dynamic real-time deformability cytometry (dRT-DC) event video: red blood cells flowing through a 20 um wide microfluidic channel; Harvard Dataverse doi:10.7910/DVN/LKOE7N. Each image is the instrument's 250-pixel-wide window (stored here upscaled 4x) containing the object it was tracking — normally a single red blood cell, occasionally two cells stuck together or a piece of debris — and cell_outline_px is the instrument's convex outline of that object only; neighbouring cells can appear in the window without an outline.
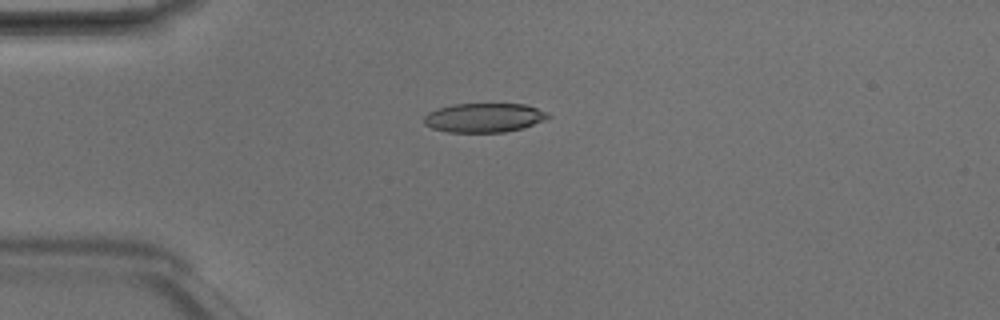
{"species": "Egyptian fruit bat (a non-hibernating species)", "species_latin": "Rousettus aegyptiacus", "temperature_condition": "room temperature", "stored_images_in_passage": 4, "camera_frame_rate_fps": 3000, "um_per_image_px": 0.085, "animal": {"sex": "male"}, "frame": {"image": 1, "passage_image": 3, "time_ms": 0.667, "image_size_px": [1000, 320], "cell_outline_px": [[552, 116], [544, 120], [520, 128], [504, 132], [448, 132], [432, 128], [424, 124], [424, 116], [428, 112], [436, 108], [452, 104], [524, 104], [548, 112]], "centroid_in_image_um": [41.11, 9.99], "position_along_channel_um": 43.9, "area_um2": 21.04}}
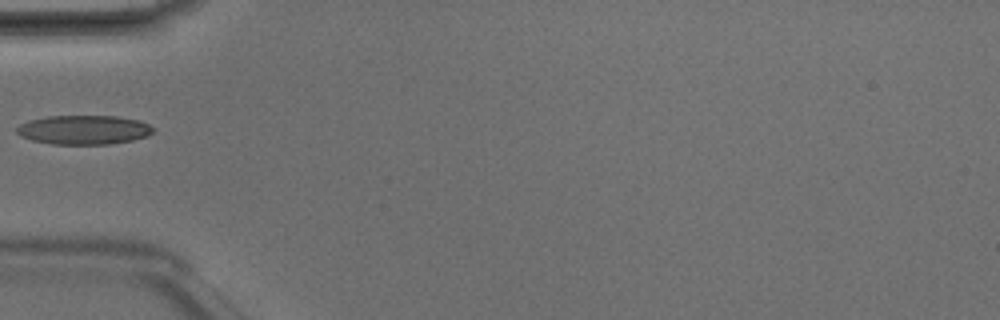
{"frame": {"image": 2, "passage_image": 4, "time_ms": 1.0, "image_size_px": [1000, 320], "cell_outline_px": [[156, 128], [148, 136], [132, 140], [108, 144], [52, 144], [32, 140], [20, 136], [16, 132], [16, 128], [20, 124], [28, 120], [48, 116], [116, 116], [140, 120]], "centroid_in_image_um": [7.12, 11.03], "position_along_channel_um": 77.9, "area_um2": 23.29}}